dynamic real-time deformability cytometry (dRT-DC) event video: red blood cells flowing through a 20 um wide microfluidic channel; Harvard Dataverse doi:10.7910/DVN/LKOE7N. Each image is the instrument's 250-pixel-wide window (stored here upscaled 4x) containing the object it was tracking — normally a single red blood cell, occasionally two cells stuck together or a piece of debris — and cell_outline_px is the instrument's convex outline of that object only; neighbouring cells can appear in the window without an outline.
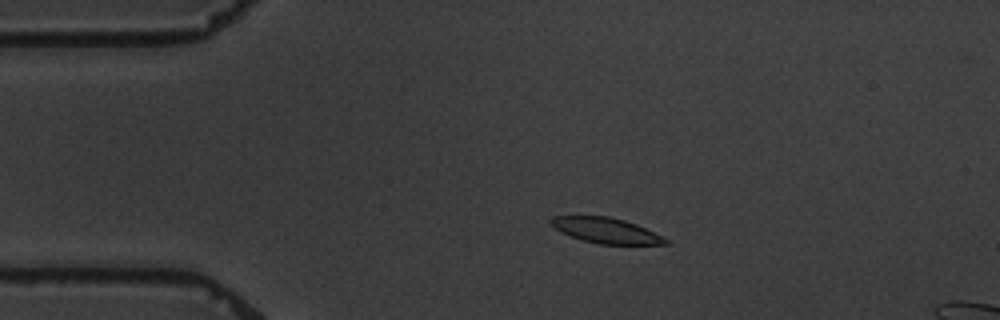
{"species": "common noctule bat (a hibernating species)", "species_latin": "Nyctalus noctula", "temperature_condition": "warm", "stored_images_in_passage": 9, "camera_frame_rate_fps": 3000, "um_per_image_px": 0.085, "animal": {"sex": "male", "body_mass_g": 19.5, "forearm_length_mm": 54.6}, "frame": {"image": 1, "passage_image": 2, "time_ms": 2.0, "image_size_px": [1000, 320], "cell_outline_px": [[668, 244], [596, 244], [560, 232], [548, 220], [552, 216], [608, 216], [624, 220], [636, 224], [668, 240]], "centroid_in_image_um": [51.47, 19.58], "position_along_channel_um": 33.5, "area_um2": 16.65}}
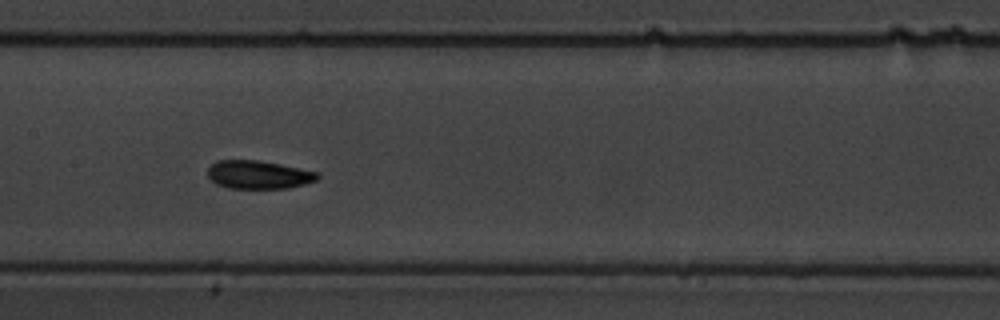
{"frame": {"image": 2, "passage_image": 7, "time_ms": 7.667, "image_size_px": [1000, 320], "cell_outline_px": [[320, 176], [316, 180], [304, 184], [288, 188], [228, 188], [216, 184], [208, 176], [208, 168], [216, 160], [260, 160], [280, 164], [316, 172]], "centroid_in_image_um": [21.94, 14.84], "position_along_channel_um": 185.5, "area_um2": 17.98}}
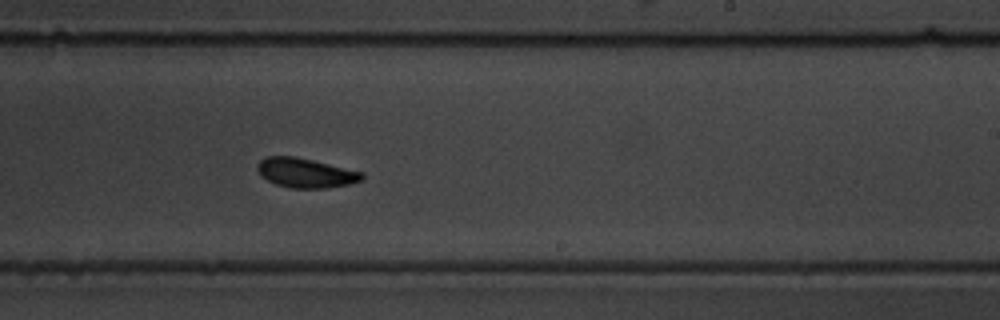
{"frame": {"image": 3, "passage_image": 9, "time_ms": 10.0, "image_size_px": [1000, 320], "cell_outline_px": [[364, 180], [348, 184], [328, 188], [292, 188], [276, 184], [260, 176], [256, 168], [256, 164], [260, 160], [268, 156], [292, 156], [312, 160], [364, 172]], "centroid_in_image_um": [25.97, 14.7], "position_along_channel_um": 263.0, "area_um2": 18.03}}